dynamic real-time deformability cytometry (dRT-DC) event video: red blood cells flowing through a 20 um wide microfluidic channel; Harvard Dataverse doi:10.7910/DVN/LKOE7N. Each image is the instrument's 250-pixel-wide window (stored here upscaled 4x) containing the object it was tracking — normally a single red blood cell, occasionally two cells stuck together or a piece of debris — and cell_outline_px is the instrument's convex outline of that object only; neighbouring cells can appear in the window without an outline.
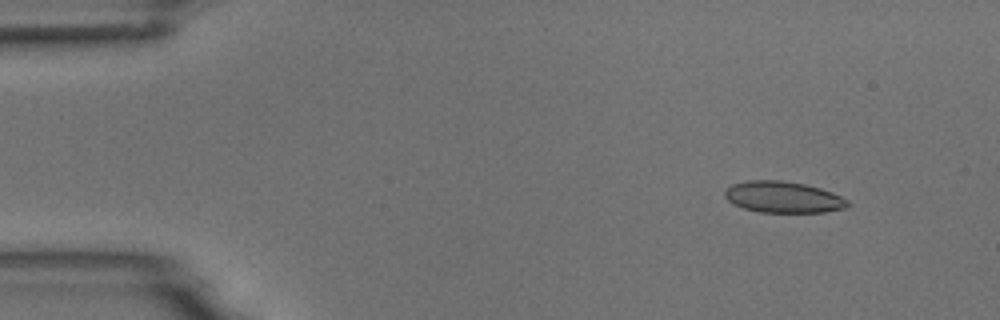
{"species": "common noctule bat (a hibernating species)", "species_latin": "Nyctalus noctula", "temperature_condition": "room temperature", "stored_images_in_passage": 10, "camera_frame_rate_fps": 3000, "um_per_image_px": 0.085, "animal": {"sex": "male", "body_mass_g": 18.8}, "frame": {"image": 1, "passage_image": 2, "time_ms": 1.0, "image_size_px": [1000, 320], "cell_outline_px": [[852, 204], [848, 208], [824, 212], [760, 212], [744, 208], [728, 200], [724, 196], [724, 192], [732, 184], [748, 180], [780, 180], [804, 184], [820, 188], [832, 192], [848, 200]], "centroid_in_image_um": [66.62, 16.75], "position_along_channel_um": 18.4, "area_um2": 22.43}}
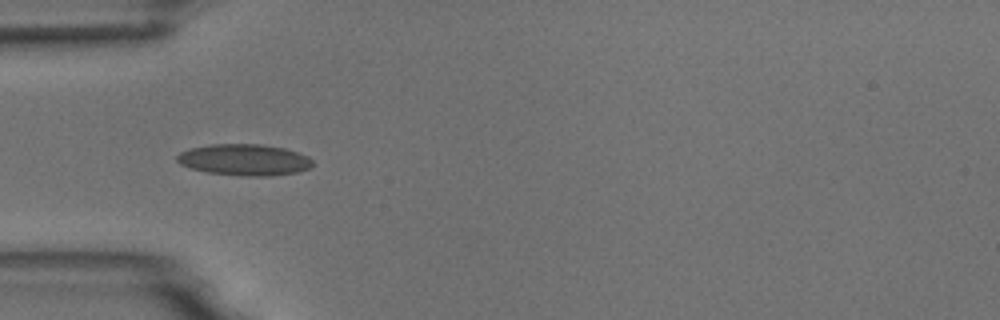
{"frame": {"image": 2, "passage_image": 5, "time_ms": 4.667, "image_size_px": [1000, 320], "cell_outline_px": [[312, 164], [308, 168], [296, 172], [268, 176], [244, 176], [208, 172], [192, 168], [180, 164], [176, 160], [176, 156], [180, 152], [188, 148], [212, 144], [260, 144], [284, 148], [308, 156], [312, 160]], "centroid_in_image_um": [20.73, 13.57], "position_along_channel_um": 64.3, "area_um2": 24.62}}
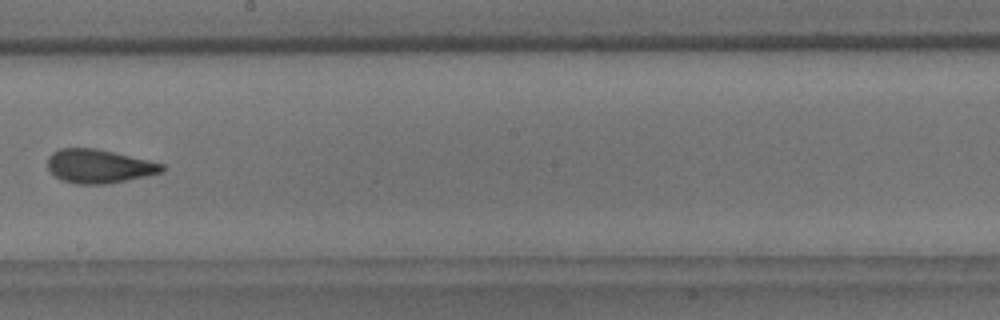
{"frame": {"image": 3, "passage_image": 9, "time_ms": 9.333, "image_size_px": [1000, 320], "cell_outline_px": [[164, 172], [104, 184], [76, 184], [60, 180], [48, 168], [48, 156], [52, 152], [60, 148], [96, 148], [148, 160], [164, 164]], "centroid_in_image_um": [8.38, 14.12], "position_along_channel_um": 239.8, "area_um2": 22.31}}